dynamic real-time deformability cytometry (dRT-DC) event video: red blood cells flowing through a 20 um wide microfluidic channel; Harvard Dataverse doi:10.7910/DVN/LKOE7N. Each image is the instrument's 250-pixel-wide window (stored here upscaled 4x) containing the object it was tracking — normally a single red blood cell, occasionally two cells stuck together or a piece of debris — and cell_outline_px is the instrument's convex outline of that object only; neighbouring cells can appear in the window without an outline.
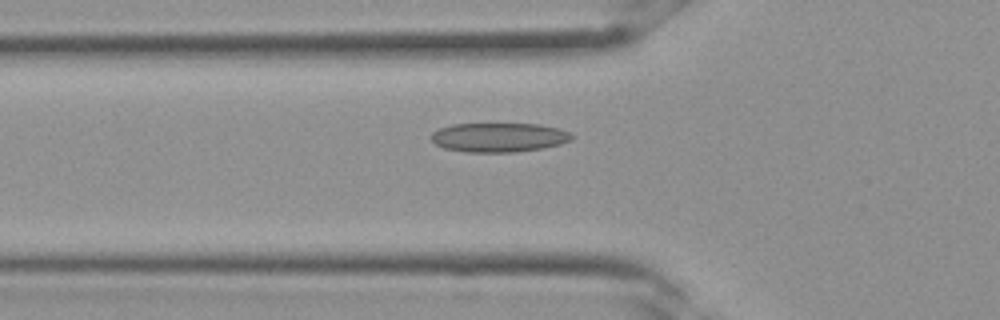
{"species": "Egyptian fruit bat (a non-hibernating species)", "species_latin": "Rousettus aegyptiacus", "temperature_condition": "room temperature", "stored_images_in_passage": 25, "camera_frame_rate_fps": 3000, "um_per_image_px": 0.085, "frame": {"image": 1, "passage_image": 10, "time_ms": 3.0, "image_size_px": [1000, 320], "cell_outline_px": [[572, 140], [560, 144], [544, 148], [516, 152], [468, 152], [444, 148], [436, 144], [432, 140], [432, 132], [440, 128], [452, 124], [540, 124], [560, 128], [572, 132]], "centroid_in_image_um": [42.45, 11.67], "position_along_channel_um": 83.3, "area_um2": 24.04}}
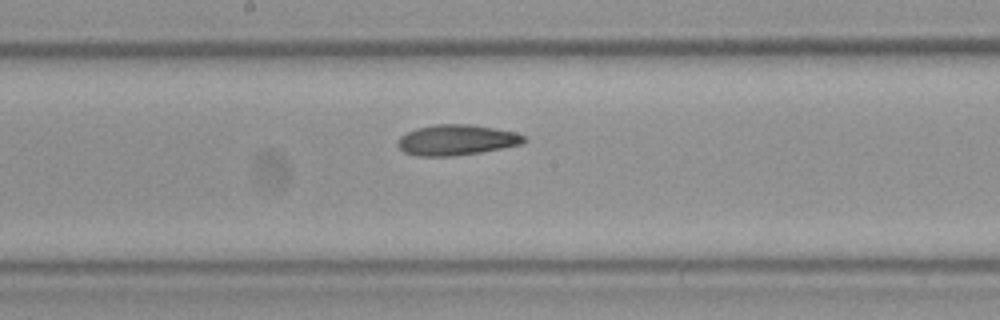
{"frame": {"image": 2, "passage_image": 16, "time_ms": 5.0, "image_size_px": [1000, 320], "cell_outline_px": [[528, 140], [524, 144], [480, 152], [456, 156], [416, 156], [404, 152], [396, 144], [400, 136], [416, 128], [436, 124], [472, 124], [516, 132], [524, 136]], "centroid_in_image_um": [38.82, 11.9], "position_along_channel_um": 209.4, "area_um2": 22.66}}
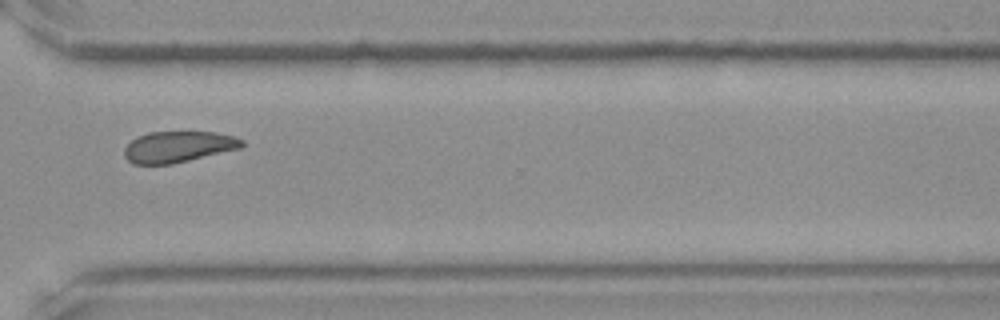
{"frame": {"image": 3, "passage_image": 23, "time_ms": 7.333, "image_size_px": [1000, 320], "cell_outline_px": [[244, 144], [240, 148], [172, 164], [132, 164], [124, 156], [124, 148], [136, 136], [148, 132], [216, 132], [232, 136], [244, 140]], "centroid_in_image_um": [15.12, 12.47], "position_along_channel_um": 355.5, "area_um2": 21.27}}